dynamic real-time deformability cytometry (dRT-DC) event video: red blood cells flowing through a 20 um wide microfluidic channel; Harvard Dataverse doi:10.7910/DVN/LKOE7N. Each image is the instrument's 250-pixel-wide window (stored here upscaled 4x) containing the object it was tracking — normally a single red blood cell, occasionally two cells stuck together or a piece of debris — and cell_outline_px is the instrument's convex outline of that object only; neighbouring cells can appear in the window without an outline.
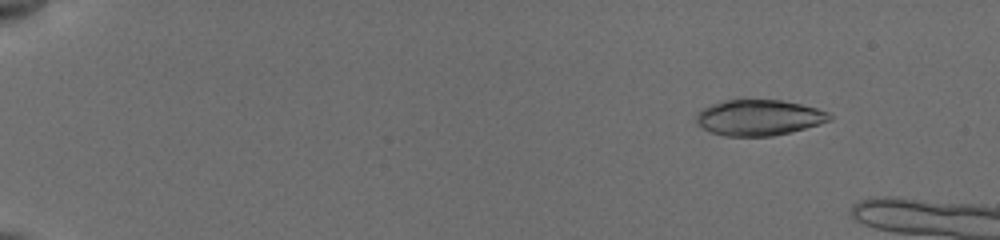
{"species": "common noctule bat (a hibernating species)", "species_latin": "Nyctalus noctula", "temperature_condition": "cold", "stored_images_in_passage": 14, "camera_frame_rate_fps": 3000, "um_per_image_px": 0.085, "animal": {"sex": "female", "body_mass_g": 19.5, "forearm_length_mm": 54.1}, "frame": {"image": 1, "passage_image": 7, "time_ms": 2.0, "image_size_px": [1000, 240], "cell_outline_px": [[832, 120], [820, 124], [772, 136], [724, 136], [712, 132], [704, 128], [696, 120], [696, 112], [712, 104], [724, 100], [780, 100], [800, 104], [816, 108], [828, 112], [832, 116]], "centroid_in_image_um": [64.51, 9.99], "position_along_channel_um": 20.5, "area_um2": 27.51}}